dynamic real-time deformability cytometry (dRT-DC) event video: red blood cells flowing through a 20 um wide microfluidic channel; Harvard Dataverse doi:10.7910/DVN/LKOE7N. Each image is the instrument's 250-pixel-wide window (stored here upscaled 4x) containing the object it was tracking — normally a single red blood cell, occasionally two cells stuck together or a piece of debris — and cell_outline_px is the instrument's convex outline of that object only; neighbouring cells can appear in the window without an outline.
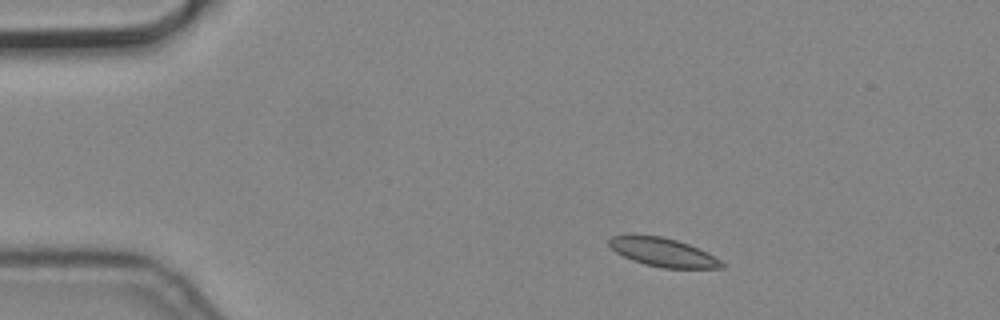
{"species": "common noctule bat (a hibernating species)", "species_latin": "Nyctalus noctula", "temperature_condition": "cold", "stored_images_in_passage": 3, "camera_frame_rate_fps": 3000, "um_per_image_px": 0.085, "animal": {"sex": "male", "body_mass_g": 19.2, "forearm_length_mm": 51.8}, "frame": {"image": 1, "passage_image": 1, "time_ms": 0.0, "image_size_px": [1000, 320], "cell_outline_px": [[728, 264], [724, 268], [664, 268], [644, 264], [632, 260], [616, 252], [608, 244], [608, 240], [612, 236], [660, 236], [676, 240], [688, 244]], "centroid_in_image_um": [56.37, 21.47], "position_along_channel_um": 28.6, "area_um2": 18.32}}